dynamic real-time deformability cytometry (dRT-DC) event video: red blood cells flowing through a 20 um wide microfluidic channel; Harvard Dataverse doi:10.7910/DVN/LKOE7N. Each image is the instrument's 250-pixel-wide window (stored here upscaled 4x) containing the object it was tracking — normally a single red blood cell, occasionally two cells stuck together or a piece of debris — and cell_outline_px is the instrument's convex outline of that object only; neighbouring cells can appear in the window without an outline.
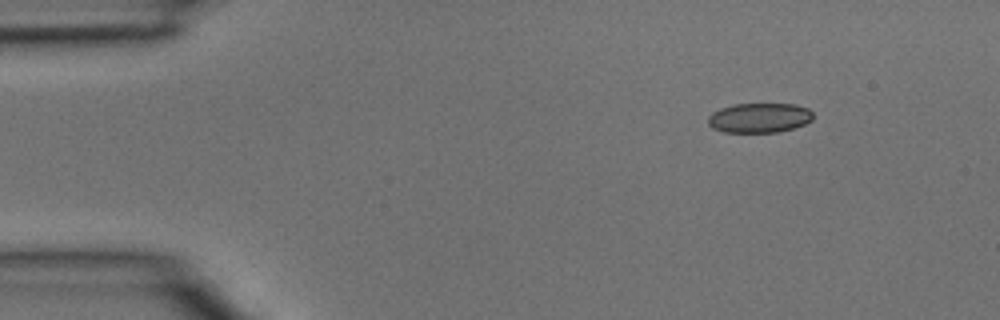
{"species": "common noctule bat (a hibernating species)", "species_latin": "Nyctalus noctula", "temperature_condition": "room temperature", "stored_images_in_passage": 3, "camera_frame_rate_fps": 3000, "um_per_image_px": 0.085, "animal": {"sex": "male", "body_mass_g": 15.6}, "frame": {"image": 1, "passage_image": 1, "time_ms": 0.0, "image_size_px": [1000, 320], "cell_outline_px": [[812, 120], [804, 124], [780, 132], [724, 132], [712, 128], [708, 124], [708, 116], [712, 112], [720, 108], [732, 104], [796, 104], [808, 108], [812, 112]], "centroid_in_image_um": [64.52, 10.01], "position_along_channel_um": 20.5, "area_um2": 18.26}}